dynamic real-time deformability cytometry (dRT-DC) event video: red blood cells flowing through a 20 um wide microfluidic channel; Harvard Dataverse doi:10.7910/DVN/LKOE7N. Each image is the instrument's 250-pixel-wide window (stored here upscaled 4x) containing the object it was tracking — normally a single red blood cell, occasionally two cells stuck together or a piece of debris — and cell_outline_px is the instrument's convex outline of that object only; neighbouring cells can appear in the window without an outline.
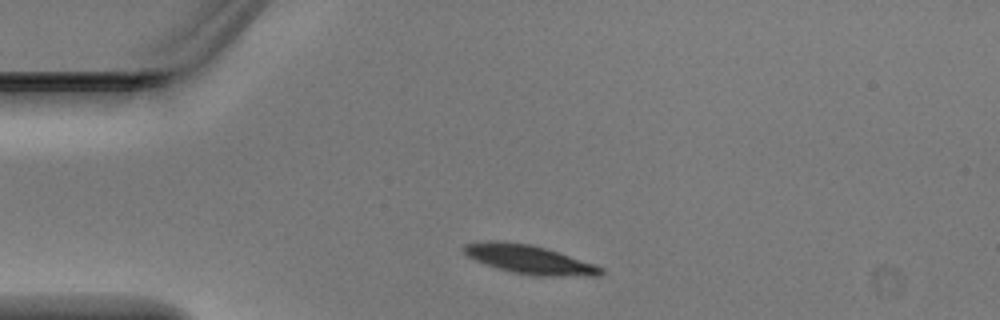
{"species": "Egyptian fruit bat (a non-hibernating species)", "species_latin": "Rousettus aegyptiacus", "temperature_condition": "warm", "stored_images_in_passage": 1, "camera_frame_rate_fps": 3000, "um_per_image_px": 0.085, "animal": {"sex": "male"}, "frame": {"image": 1, "passage_image": 1, "time_ms": 0.0, "image_size_px": [1000, 320], "cell_outline_px": [[604, 272], [600, 276], [536, 276], [512, 272], [496, 268], [476, 260], [468, 256], [460, 248], [464, 244], [488, 240], [496, 240], [528, 244], [544, 248], [596, 264], [604, 268]], "centroid_in_image_um": [44.99, 22.06], "position_along_channel_um": 40.0, "area_um2": 23.0}}